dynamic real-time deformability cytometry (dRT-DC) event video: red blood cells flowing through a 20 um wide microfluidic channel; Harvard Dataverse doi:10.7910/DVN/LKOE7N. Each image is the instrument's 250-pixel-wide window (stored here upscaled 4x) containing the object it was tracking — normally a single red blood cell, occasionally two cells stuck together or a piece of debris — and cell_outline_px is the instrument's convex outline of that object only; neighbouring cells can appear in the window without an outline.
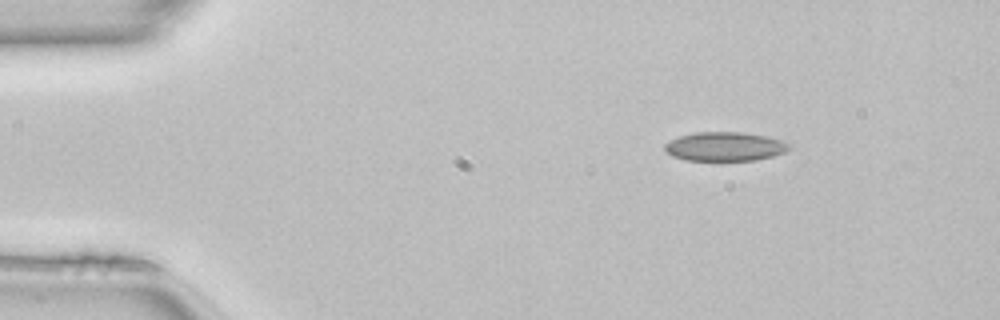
{"species": "common noctule bat (a hibernating species)", "species_latin": "Nyctalus noctula", "temperature_condition": "room temperature", "stored_images_in_passage": 43, "camera_frame_rate_fps": 3000, "um_per_image_px": 0.085, "animal": {"sex": "female", "body_mass_g": 22.7, "forearm_length_mm": 54.2}, "frame": {"image": 1, "passage_image": 1, "time_ms": 0.0, "image_size_px": [1000, 320], "cell_outline_px": [[792, 148], [784, 152], [772, 156], [756, 160], [684, 160], [672, 156], [664, 152], [664, 144], [668, 140], [680, 136], [696, 132], [740, 132], [764, 136], [784, 140], [792, 144]], "centroid_in_image_um": [61.6, 12.45], "position_along_channel_um": 23.4, "area_um2": 21.21}}
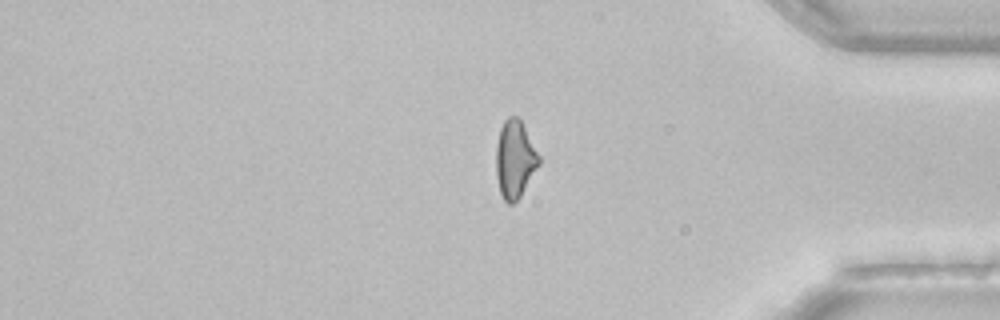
{"frame": {"image": 2, "passage_image": 35, "time_ms": 11.333, "image_size_px": [1000, 320], "cell_outline_px": [[540, 164], [520, 196], [512, 204], [508, 204], [504, 200], [500, 192], [496, 176], [496, 144], [500, 128], [504, 120], [508, 116], [516, 116], [520, 120], [540, 156]], "centroid_in_image_um": [43.75, 13.53], "position_along_channel_um": 391.4, "area_um2": 19.31}}
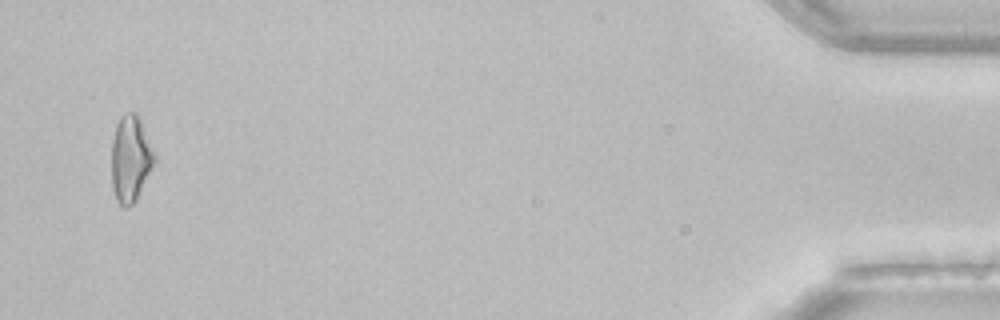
{"frame": {"image": 3, "passage_image": 42, "time_ms": 13.667, "image_size_px": [1000, 320], "cell_outline_px": [[156, 160], [136, 200], [132, 204], [124, 208], [116, 200], [112, 188], [112, 140], [116, 124], [120, 116], [124, 112], [136, 112], [140, 116], [156, 156]], "centroid_in_image_um": [11.1, 13.45], "position_along_channel_um": 424.1, "area_um2": 21.85}, "authors_computed_cell_mechanics": {"area_um2": 19.9988, "velocity_mm_per_s": 4.129, "shape_relaxation_time_tau1_ms": null, "shape_relaxation_time_tau2_ms": 3.847, "deformation_change_tau1": null, "deformation_change_tau2": 0.0925}}